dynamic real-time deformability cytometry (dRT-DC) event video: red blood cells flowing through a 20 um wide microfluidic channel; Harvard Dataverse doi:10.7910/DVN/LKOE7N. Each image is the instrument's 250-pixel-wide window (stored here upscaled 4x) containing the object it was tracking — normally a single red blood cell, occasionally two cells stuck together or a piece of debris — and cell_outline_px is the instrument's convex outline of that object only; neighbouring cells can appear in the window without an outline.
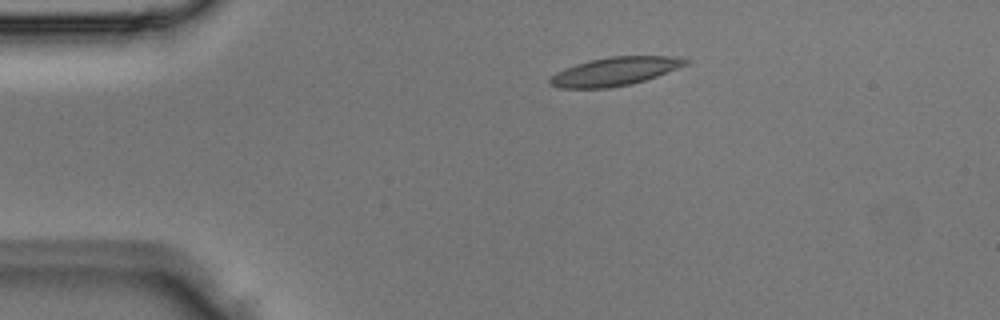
{"species": "Egyptian fruit bat (a non-hibernating species)", "species_latin": "Rousettus aegyptiacus", "temperature_condition": "room temperature", "stored_images_in_passage": 3, "camera_frame_rate_fps": 3000, "um_per_image_px": 0.085, "animal": {"sex": "male"}, "frame": {"image": 1, "passage_image": 2, "time_ms": 0.333, "image_size_px": [1000, 320], "cell_outline_px": [[692, 60], [688, 64], [656, 76], [632, 84], [608, 88], [560, 88], [548, 84], [548, 80], [556, 72], [564, 68], [588, 60], [608, 56], [676, 56]], "centroid_in_image_um": [52.25, 6.06], "position_along_channel_um": 32.7, "area_um2": 22.6}}